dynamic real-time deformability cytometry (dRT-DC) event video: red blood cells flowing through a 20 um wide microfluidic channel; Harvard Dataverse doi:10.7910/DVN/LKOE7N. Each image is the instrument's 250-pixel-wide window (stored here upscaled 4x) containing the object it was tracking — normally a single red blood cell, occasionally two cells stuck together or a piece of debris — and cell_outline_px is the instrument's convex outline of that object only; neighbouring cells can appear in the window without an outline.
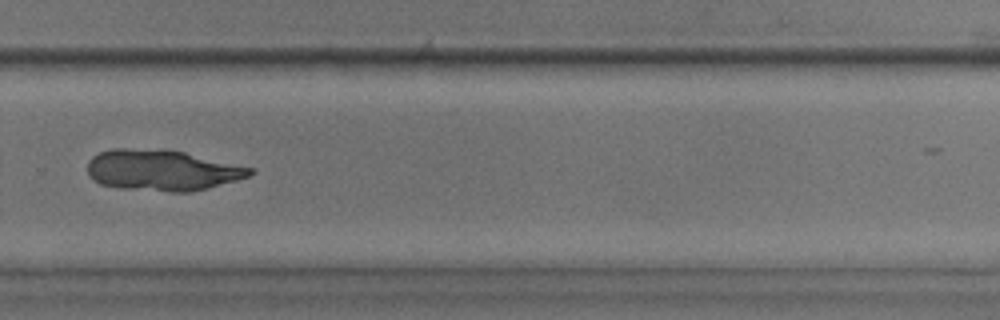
{"species": "common noctule bat (a hibernating species)", "species_latin": "Nyctalus noctula", "temperature_condition": "room temperature", "stored_images_in_passage": 46, "camera_frame_rate_fps": 3000, "um_per_image_px": 0.085, "animal": {"sex": "male", "body_mass_g": 17.9, "forearm_length_mm": 54.2}, "frame": {"image": 1, "passage_image": 36, "time_ms": 11.667, "image_size_px": [1000, 320], "cell_outline_px": [[252, 172], [248, 176], [236, 180], [208, 188], [188, 192], [172, 192], [120, 188], [100, 184], [88, 172], [88, 160], [92, 156], [100, 152], [112, 148], [124, 148], [184, 152], [252, 168]], "centroid_in_image_um": [13.74, 14.48], "position_along_channel_um": 316.1, "area_um2": 38.09}}
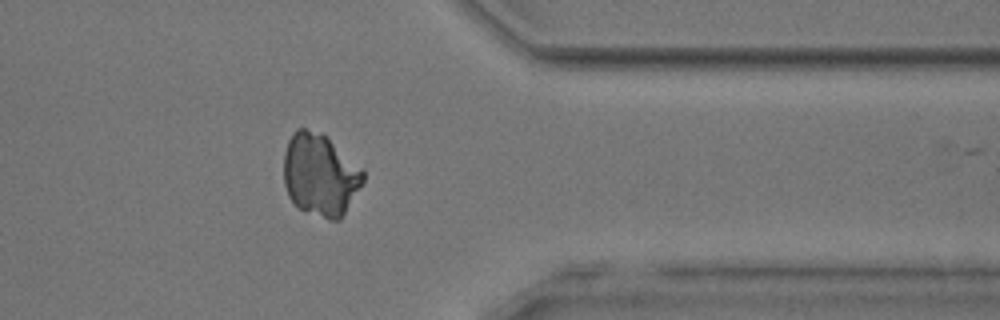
{"frame": {"image": 2, "passage_image": 42, "time_ms": 13.667, "image_size_px": [1000, 320], "cell_outline_px": [[364, 180], [340, 220], [328, 220], [296, 208], [288, 196], [284, 184], [284, 152], [288, 140], [292, 132], [296, 128], [304, 128], [320, 132], [364, 172]], "centroid_in_image_um": [27.15, 14.89], "position_along_channel_um": 384.2, "area_um2": 37.74}}